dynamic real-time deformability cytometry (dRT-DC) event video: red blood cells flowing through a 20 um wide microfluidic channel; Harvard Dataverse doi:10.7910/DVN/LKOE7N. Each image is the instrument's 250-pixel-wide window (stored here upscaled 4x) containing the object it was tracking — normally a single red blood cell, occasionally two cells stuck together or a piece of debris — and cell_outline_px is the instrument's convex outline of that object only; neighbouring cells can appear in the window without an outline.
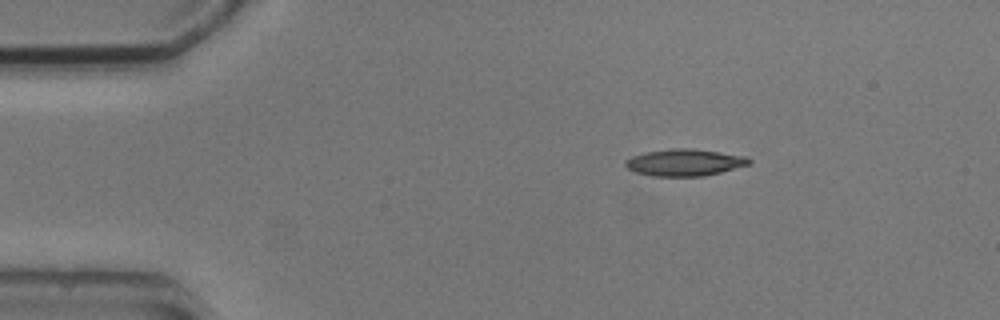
{"species": "common noctule bat (a hibernating species)", "species_latin": "Nyctalus noctula", "temperature_condition": "cold", "stored_images_in_passage": 3, "camera_frame_rate_fps": 3000, "um_per_image_px": 0.085, "animal": {"sex": "male", "body_mass_g": 20.5, "forearm_length_mm": 52.5}, "frame": {"image": 1, "passage_image": 1, "time_ms": 0.0, "image_size_px": [1000, 320], "cell_outline_px": [[752, 164], [704, 176], [652, 176], [636, 172], [628, 168], [624, 164], [624, 160], [632, 156], [644, 152], [672, 148], [692, 148], [748, 156], [752, 160]], "centroid_in_image_um": [58.21, 13.8], "position_along_channel_um": 26.8, "area_um2": 19.54}}
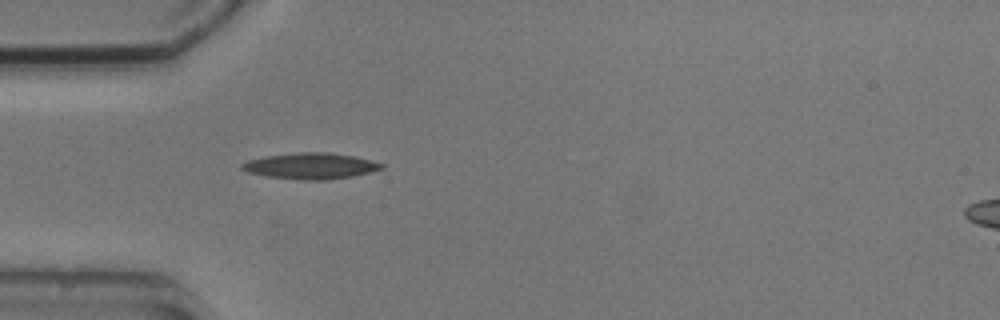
{"frame": {"image": 2, "passage_image": 3, "time_ms": 2.333, "image_size_px": [1000, 320], "cell_outline_px": [[384, 168], [352, 176], [324, 180], [300, 180], [268, 176], [248, 172], [240, 168], [240, 164], [248, 160], [268, 156], [300, 152], [328, 152], [352, 156], [384, 164]], "centroid_in_image_um": [26.38, 14.11], "position_along_channel_um": 58.6, "area_um2": 20.87}}